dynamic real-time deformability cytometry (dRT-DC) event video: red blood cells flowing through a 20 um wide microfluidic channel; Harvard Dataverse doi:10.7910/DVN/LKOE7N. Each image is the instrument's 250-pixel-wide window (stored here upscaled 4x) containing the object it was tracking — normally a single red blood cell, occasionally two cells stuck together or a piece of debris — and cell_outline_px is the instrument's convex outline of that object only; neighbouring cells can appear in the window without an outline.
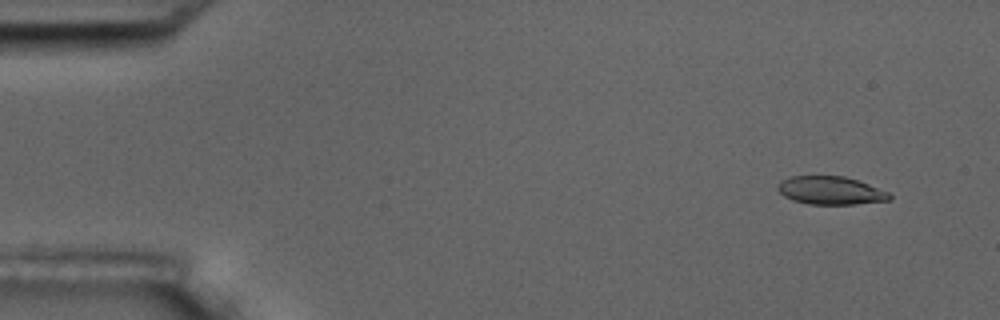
{"species": "common noctule bat (a hibernating species)", "species_latin": "Nyctalus noctula", "temperature_condition": "room temperature", "stored_images_in_passage": 6, "camera_frame_rate_fps": 3000, "um_per_image_px": 0.085, "animal": {"sex": "male", "body_mass_g": 17.5, "forearm_length_mm": 52.3}, "frame": {"image": 1, "passage_image": 2, "time_ms": 1.0, "image_size_px": [1000, 320], "cell_outline_px": [[892, 200], [856, 204], [808, 204], [792, 200], [784, 196], [776, 188], [780, 180], [792, 176], [844, 176], [868, 184], [888, 192], [892, 196]], "centroid_in_image_um": [70.59, 16.19], "position_along_channel_um": 14.4, "area_um2": 18.32}}